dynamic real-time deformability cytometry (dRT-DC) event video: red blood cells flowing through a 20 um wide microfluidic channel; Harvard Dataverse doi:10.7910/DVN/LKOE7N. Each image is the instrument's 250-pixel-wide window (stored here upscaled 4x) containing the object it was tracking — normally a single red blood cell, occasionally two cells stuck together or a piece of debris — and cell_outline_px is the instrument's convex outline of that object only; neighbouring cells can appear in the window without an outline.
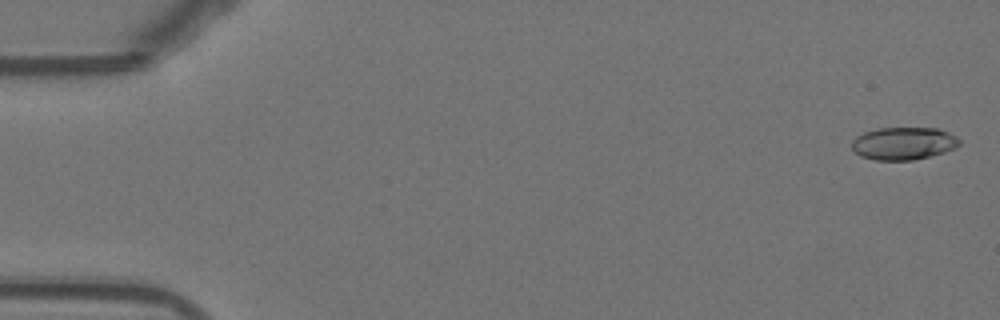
{"species": "Egyptian fruit bat (a non-hibernating species)", "species_latin": "Rousettus aegyptiacus", "temperature_condition": "warm", "stored_images_in_passage": 53, "camera_frame_rate_fps": 3000, "um_per_image_px": 0.085, "animal": {"sex": "female"}, "frame": {"image": 1, "passage_image": 2, "time_ms": 0.333, "image_size_px": [1000, 320], "cell_outline_px": [[960, 144], [956, 148], [944, 152], [912, 160], [876, 160], [860, 156], [852, 148], [852, 140], [856, 136], [864, 132], [880, 128], [936, 128], [948, 132], [956, 136], [960, 140]], "centroid_in_image_um": [76.8, 12.19], "position_along_channel_um": 8.2, "area_um2": 20.4}}
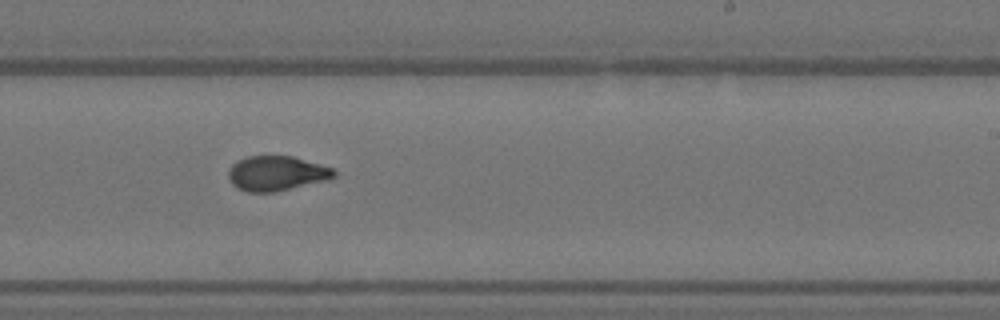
{"frame": {"image": 2, "passage_image": 33, "time_ms": 10.667, "image_size_px": [1000, 320], "cell_outline_px": [[336, 176], [328, 180], [276, 192], [248, 192], [236, 188], [232, 184], [228, 176], [228, 172], [232, 164], [236, 160], [248, 156], [292, 156], [320, 164], [332, 168], [336, 172]], "centroid_in_image_um": [23.49, 14.74], "position_along_channel_um": 265.5, "area_um2": 21.56}}
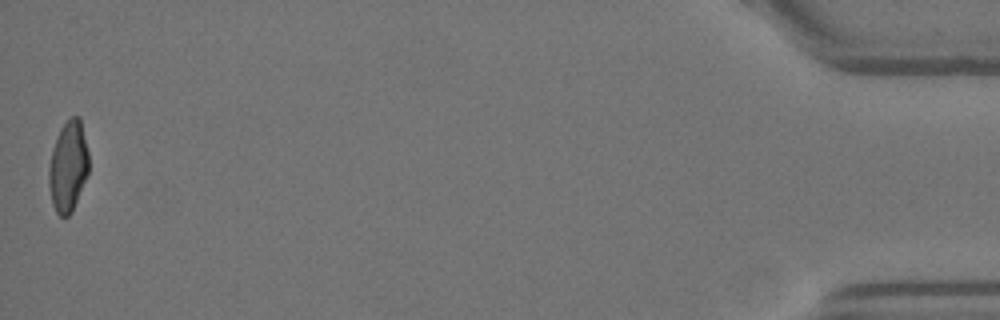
{"frame": {"image": 3, "passage_image": 53, "time_ms": 17.333, "image_size_px": [1000, 320], "cell_outline_px": [[88, 172], [72, 212], [68, 216], [60, 216], [56, 212], [52, 204], [48, 184], [48, 168], [52, 148], [60, 128], [72, 116], [80, 116], [88, 152]], "centroid_in_image_um": [5.77, 14.14], "position_along_channel_um": 429.4, "area_um2": 21.1}, "authors_computed_cell_mechanics": {"area_um2": 21.097, "velocity_mm_per_s": 3.8662, "shape_relaxation_time_tau1_ms": 8.2475, "shape_relaxation_time_tau2_ms": 1.2697, "deformation_change_tau1": 0.2524, "deformation_change_tau2": 0.0708}}